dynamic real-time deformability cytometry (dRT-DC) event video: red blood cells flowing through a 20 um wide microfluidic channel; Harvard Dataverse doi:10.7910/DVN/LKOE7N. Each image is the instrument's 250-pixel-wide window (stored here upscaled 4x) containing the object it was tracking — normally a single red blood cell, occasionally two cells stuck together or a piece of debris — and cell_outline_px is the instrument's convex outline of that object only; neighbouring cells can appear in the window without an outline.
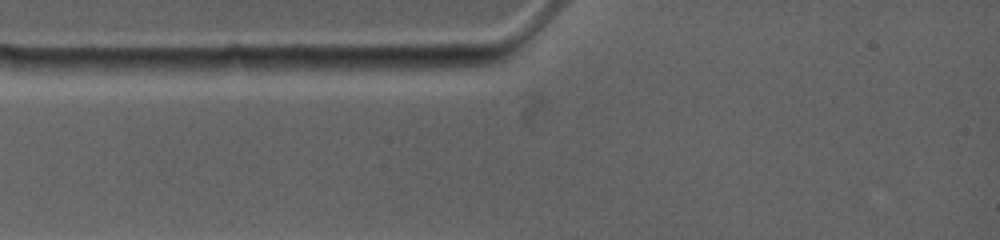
{"species": "common noctule bat (a hibernating species)", "species_latin": "Nyctalus noctula", "temperature_condition": "warm", "stored_images_in_passage": 2, "camera_frame_rate_fps": 4500, "um_per_image_px": 0.085, "animal": {"sex": "female", "body_mass_g": 19.0, "forearm_length_mm": 53.3}, "frame": {"image": 1, "passage_image": 1, "time_ms": 0.0, "image_size_px": [1000, 240], "cell_outline_px": [[256, 68], [248, 76], [116, 68], [108, 64], [104, 60], [228, 56], [248, 56], [256, 64]], "centroid_in_image_um": [16.29, 5.52], "position_along_channel_um": 68.7, "area_um2": 14.91}}